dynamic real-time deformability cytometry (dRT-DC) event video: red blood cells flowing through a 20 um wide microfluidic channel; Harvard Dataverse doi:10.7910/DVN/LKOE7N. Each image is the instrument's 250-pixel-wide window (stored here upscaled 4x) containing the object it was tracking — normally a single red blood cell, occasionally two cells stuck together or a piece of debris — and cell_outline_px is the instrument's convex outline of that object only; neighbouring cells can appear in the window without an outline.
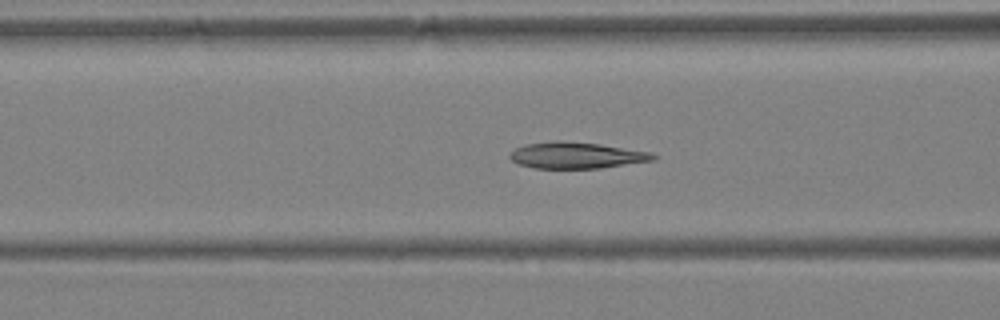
{"species": "Egyptian fruit bat (a non-hibernating species)", "species_latin": "Rousettus aegyptiacus", "temperature_condition": "warm", "stored_images_in_passage": 32, "camera_frame_rate_fps": 3000, "um_per_image_px": 0.085, "animal": {"sex": "female"}, "frame": {"image": 1, "passage_image": 8, "time_ms": 2.333, "image_size_px": [1000, 320], "cell_outline_px": [[660, 156], [656, 160], [600, 168], [536, 168], [516, 164], [508, 156], [516, 148], [524, 144], [560, 140], [600, 144], [652, 152]], "centroid_in_image_um": [49.03, 13.2], "position_along_channel_um": 117.6, "area_um2": 22.14}}
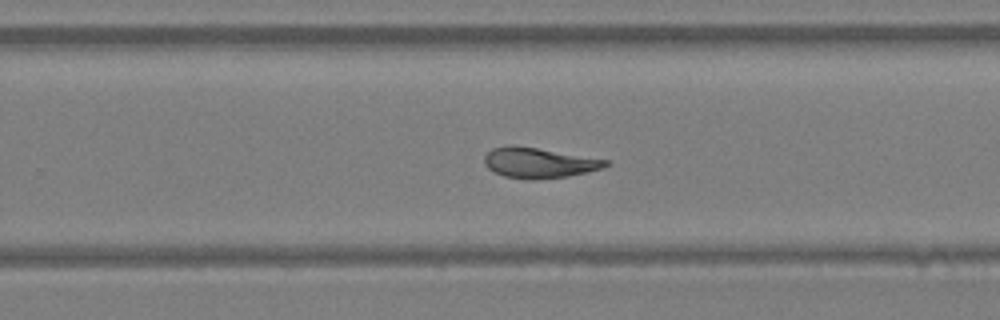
{"frame": {"image": 2, "passage_image": 18, "time_ms": 5.667, "image_size_px": [1000, 320], "cell_outline_px": [[612, 164], [604, 168], [588, 172], [568, 176], [536, 180], [528, 180], [504, 176], [488, 168], [484, 164], [484, 156], [492, 148], [512, 144], [612, 160]], "centroid_in_image_um": [45.86, 13.84], "position_along_channel_um": 283.9, "area_um2": 21.79}}
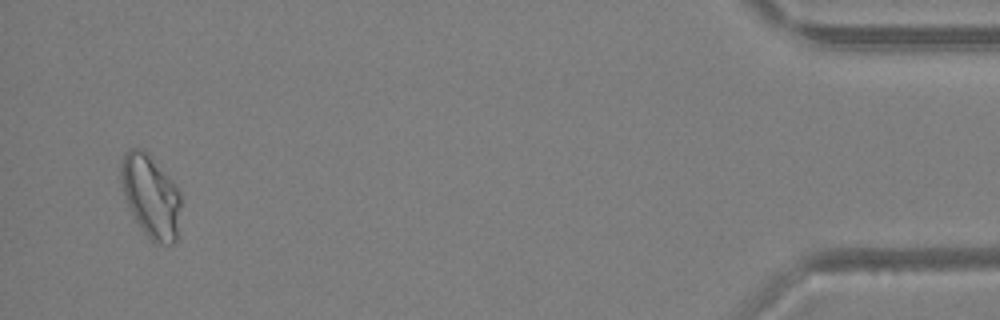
{"frame": {"image": 3, "passage_image": 31, "time_ms": 10.0, "image_size_px": [1000, 320], "cell_outline_px": [[180, 208], [176, 240], [172, 244], [156, 244], [144, 232], [136, 220], [124, 196], [120, 180], [120, 168], [124, 152], [128, 148], [140, 148], [180, 188]], "centroid_in_image_um": [12.81, 16.68], "position_along_channel_um": 422.4, "area_um2": 28.5}, "authors_computed_cell_mechanics": {"area_um2": 22.8021, "velocity_mm_per_s": 4.9923, "shape_relaxation_time_tau1_ms": 7.9396, "shape_relaxation_time_tau2_ms": 0.8942, "deformation_change_tau1": 0.2187, "deformation_change_tau2": 0.0555}}